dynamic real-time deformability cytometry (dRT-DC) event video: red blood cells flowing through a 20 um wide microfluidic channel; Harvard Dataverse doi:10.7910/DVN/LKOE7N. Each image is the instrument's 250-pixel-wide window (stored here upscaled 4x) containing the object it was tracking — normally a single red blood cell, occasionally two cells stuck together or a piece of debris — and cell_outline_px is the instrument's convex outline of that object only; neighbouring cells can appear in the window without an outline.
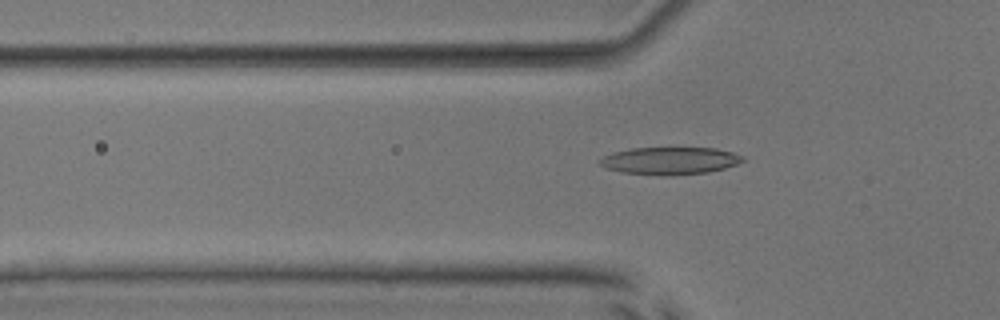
{"species": "common noctule bat (a hibernating species)", "species_latin": "Nyctalus noctula", "temperature_condition": "room temperature", "stored_images_in_passage": 50, "camera_frame_rate_fps": 3000, "um_per_image_px": 0.085, "animal": {"sex": "male", "body_mass_g": 17.9, "forearm_length_mm": 54.2}, "frame": {"image": 1, "passage_image": 16, "time_ms": 5.0, "image_size_px": [1000, 320], "cell_outline_px": [[744, 160], [736, 164], [724, 168], [708, 172], [664, 176], [620, 172], [604, 168], [600, 164], [600, 160], [604, 156], [612, 152], [632, 148], [716, 148], [732, 152], [744, 156]], "centroid_in_image_um": [56.92, 13.66], "position_along_channel_um": 68.9, "area_um2": 22.83}}
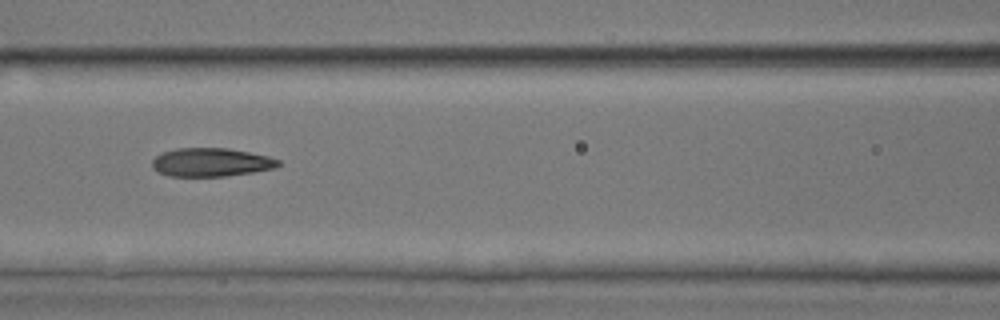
{"frame": {"image": 2, "passage_image": 22, "time_ms": 7.0, "image_size_px": [1000, 320], "cell_outline_px": [[280, 164], [276, 168], [252, 172], [224, 176], [168, 176], [152, 168], [152, 160], [160, 152], [176, 148], [228, 148], [268, 156], [280, 160]], "centroid_in_image_um": [17.92, 13.79], "position_along_channel_um": 148.7, "area_um2": 20.98}}
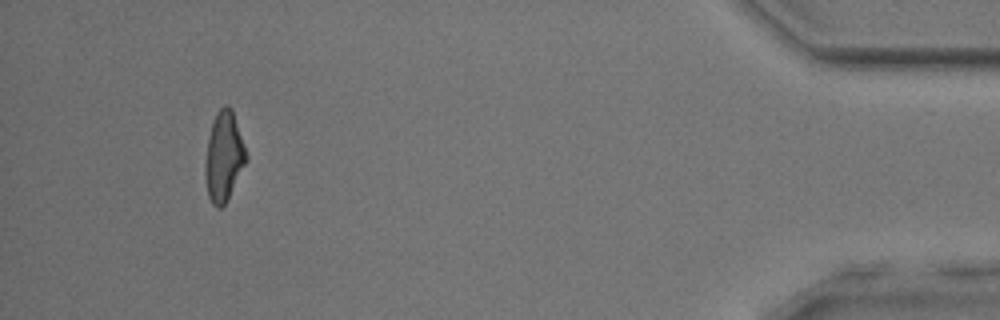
{"frame": {"image": 3, "passage_image": 47, "time_ms": 15.333, "image_size_px": [1000, 320], "cell_outline_px": [[248, 160], [224, 204], [220, 208], [216, 208], [212, 204], [208, 196], [204, 172], [204, 168], [208, 140], [212, 124], [216, 112], [224, 104], [228, 104], [232, 108], [248, 156]], "centroid_in_image_um": [19.03, 13.29], "position_along_channel_um": 416.2, "area_um2": 21.33}, "authors_computed_cell_mechanics": {"area_um2": 21.675, "velocity_mm_per_s": 4.0073, "shape_relaxation_time_tau1_ms": 9.2009, "shape_relaxation_time_tau2_ms": 2.1452, "deformation_change_tau1": 0.249, "deformation_change_tau2": 0.1004}}